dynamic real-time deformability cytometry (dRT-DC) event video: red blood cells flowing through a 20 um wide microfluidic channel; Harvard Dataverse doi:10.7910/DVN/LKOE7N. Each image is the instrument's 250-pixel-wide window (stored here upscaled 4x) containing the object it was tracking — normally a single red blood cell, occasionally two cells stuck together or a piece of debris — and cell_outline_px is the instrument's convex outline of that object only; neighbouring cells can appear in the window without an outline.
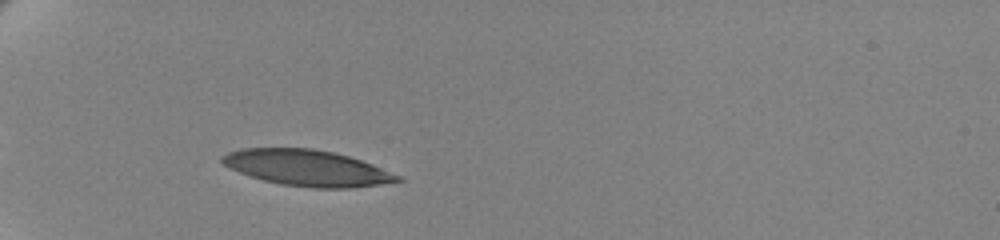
{"species": "human", "species_latin": "Homo sapiens", "temperature_condition": "cold", "stored_images_in_passage": 12, "camera_frame_rate_fps": 3000, "um_per_image_px": 0.085, "donor": {"sex": "female"}, "frame": {"image": 1, "passage_image": 4, "time_ms": 1.0, "image_size_px": [1000, 240], "cell_outline_px": [[404, 180], [380, 184], [348, 188], [312, 188], [284, 184], [264, 180], [228, 168], [220, 160], [220, 156], [228, 152], [244, 148], [312, 148], [332, 152], [348, 156], [372, 164], [404, 176]], "centroid_in_image_um": [26.13, 14.27], "position_along_channel_um": 58.9, "area_um2": 36.65}}
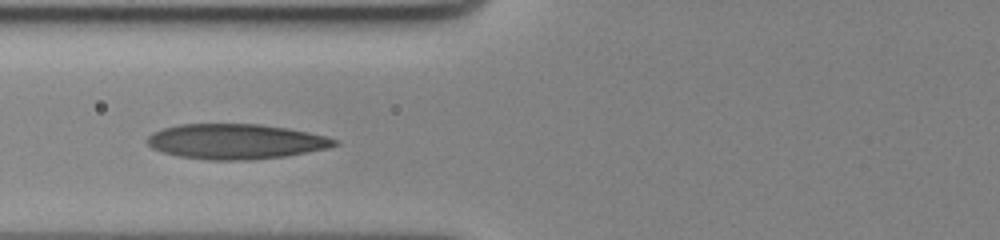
{"frame": {"image": 2, "passage_image": 9, "time_ms": 2.667, "image_size_px": [1000, 240], "cell_outline_px": [[340, 144], [328, 148], [288, 156], [252, 160], [204, 160], [180, 156], [164, 152], [152, 148], [148, 144], [148, 136], [152, 132], [164, 128], [180, 124], [260, 124], [288, 128], [308, 132], [340, 140]], "centroid_in_image_um": [20.08, 12.03], "position_along_channel_um": 105.7, "area_um2": 38.49}}
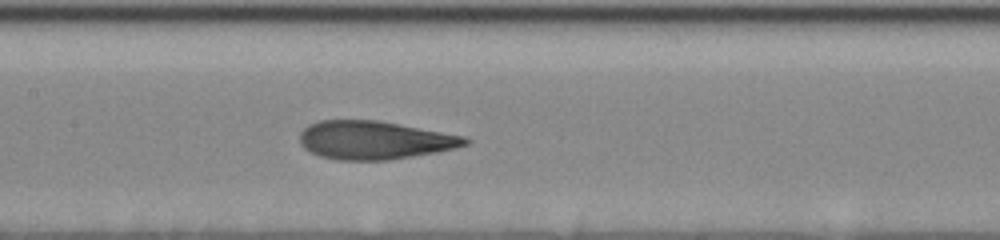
{"frame": {"image": 3, "passage_image": 12, "time_ms": 3.667, "image_size_px": [1000, 240], "cell_outline_px": [[472, 140], [468, 144], [456, 148], [436, 152], [388, 160], [340, 160], [320, 156], [308, 152], [300, 144], [300, 132], [308, 124], [320, 120], [376, 120], [464, 136]], "centroid_in_image_um": [31.79, 11.91], "position_along_channel_um": 175.6, "area_um2": 36.88}}